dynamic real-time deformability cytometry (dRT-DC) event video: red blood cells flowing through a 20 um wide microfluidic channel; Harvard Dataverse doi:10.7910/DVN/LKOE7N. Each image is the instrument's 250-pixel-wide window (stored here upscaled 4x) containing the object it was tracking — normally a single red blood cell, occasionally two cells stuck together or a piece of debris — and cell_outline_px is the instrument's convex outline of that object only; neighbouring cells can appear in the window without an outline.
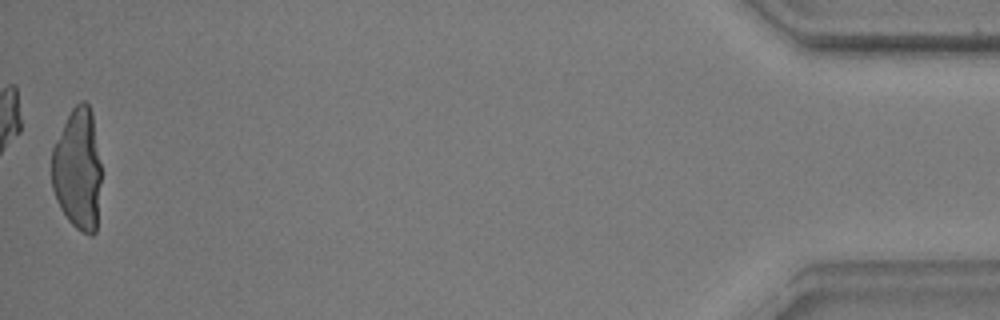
{"species": "common noctule bat (a hibernating species)", "species_latin": "Nyctalus noctula", "temperature_condition": "warm", "stored_images_in_passage": 54, "camera_frame_rate_fps": 3000, "um_per_image_px": 0.085, "animal": {"sex": "male", "body_mass_g": 17.9, "forearm_length_mm": 54.2}, "frame": {"image": 1, "passage_image": 54, "time_ms": 17.667, "image_size_px": [1000, 320], "cell_outline_px": [[100, 180], [96, 232], [92, 236], [88, 236], [76, 228], [68, 220], [60, 208], [56, 200], [52, 188], [52, 148], [72, 108], [80, 100], [84, 100], [88, 104], [92, 112], [100, 164]], "centroid_in_image_um": [6.6, 14.41], "position_along_channel_um": 428.6, "area_um2": 35.03}}